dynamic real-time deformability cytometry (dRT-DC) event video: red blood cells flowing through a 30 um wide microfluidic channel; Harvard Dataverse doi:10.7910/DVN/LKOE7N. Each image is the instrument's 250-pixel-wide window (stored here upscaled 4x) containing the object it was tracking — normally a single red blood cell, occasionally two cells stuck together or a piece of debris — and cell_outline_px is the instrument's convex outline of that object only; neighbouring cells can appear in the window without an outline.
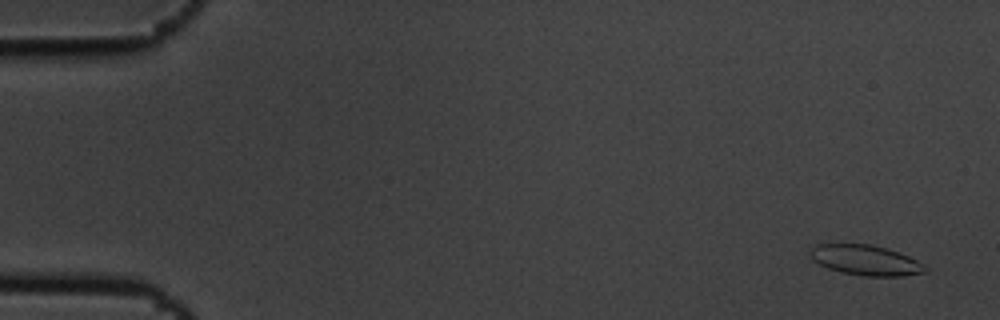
{"species": "common noctule bat (a hibernating species)", "species_latin": "Nyctalus noctula", "temperature_condition": "cold", "stored_images_in_passage": 6, "camera_frame_rate_fps": 3000, "um_per_image_px": 0.085, "animal": {"sex": "male", "body_mass_g": 19.5, "forearm_length_mm": 54.6}, "frame": {"image": 1, "passage_image": 1, "time_ms": 0.0, "image_size_px": [1000, 320], "cell_outline_px": [[928, 268], [924, 272], [900, 276], [864, 276], [840, 272], [828, 268], [812, 260], [808, 256], [808, 248], [816, 244], [872, 244], [908, 256], [924, 264]], "centroid_in_image_um": [73.5, 22.11], "position_along_channel_um": 11.5, "area_um2": 20.29}}
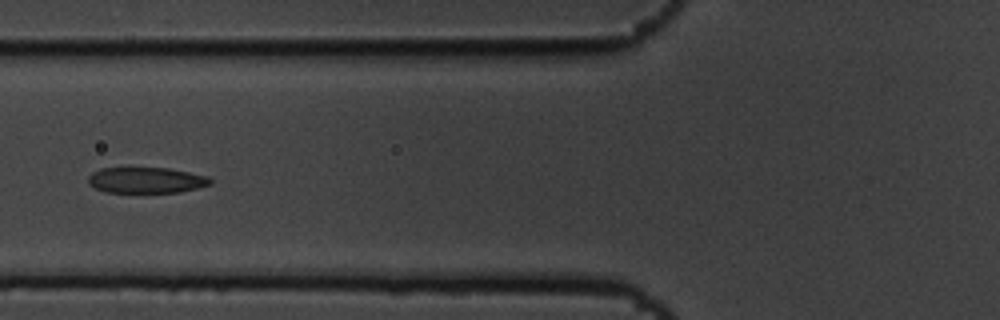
{"frame": {"image": 2, "passage_image": 6, "time_ms": 1.667, "image_size_px": [1000, 320], "cell_outline_px": [[212, 184], [180, 192], [104, 192], [88, 184], [88, 176], [92, 172], [100, 168], [128, 164], [168, 168], [208, 176], [212, 180]], "centroid_in_image_um": [12.35, 15.25], "position_along_channel_um": 113.5, "area_um2": 19.36}}